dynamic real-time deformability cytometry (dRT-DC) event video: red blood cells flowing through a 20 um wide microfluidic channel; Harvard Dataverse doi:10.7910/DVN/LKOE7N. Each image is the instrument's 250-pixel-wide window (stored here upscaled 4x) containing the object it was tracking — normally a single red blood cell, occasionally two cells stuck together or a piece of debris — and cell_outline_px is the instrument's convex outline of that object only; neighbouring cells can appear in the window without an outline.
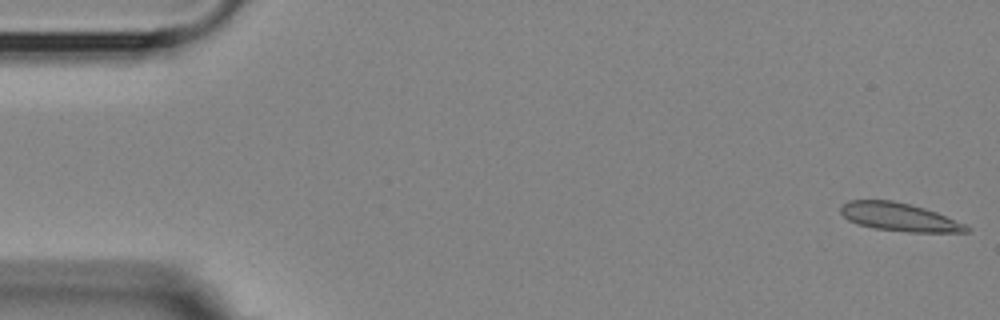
{"species": "Egyptian fruit bat (a non-hibernating species)", "species_latin": "Rousettus aegyptiacus", "temperature_condition": "room temperature", "stored_images_in_passage": 54, "camera_frame_rate_fps": 3000, "um_per_image_px": 0.085, "animal": {"sex": "female"}, "frame": {"image": 1, "passage_image": 1, "time_ms": 0.0, "image_size_px": [1000, 320], "cell_outline_px": [[972, 228], [968, 232], [908, 232], [876, 228], [856, 224], [848, 220], [840, 212], [840, 208], [848, 200], [892, 200], [924, 208], [936, 212], [964, 224]], "centroid_in_image_um": [76.42, 18.45], "position_along_channel_um": 8.6, "area_um2": 20.46}}
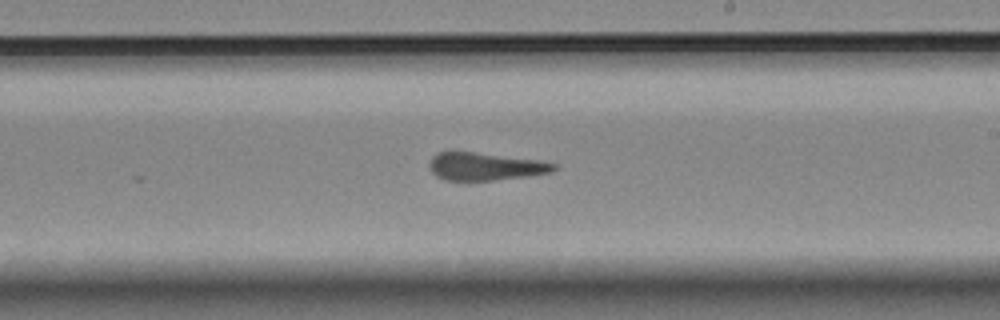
{"frame": {"image": 2, "passage_image": 31, "time_ms": 10.0, "image_size_px": [1000, 320], "cell_outline_px": [[560, 168], [552, 172], [524, 176], [492, 180], [444, 180], [436, 176], [428, 168], [428, 164], [432, 156], [440, 152], [472, 152], [540, 160], [556, 164]], "centroid_in_image_um": [41.23, 14.15], "position_along_channel_um": 247.8, "area_um2": 20.0}}
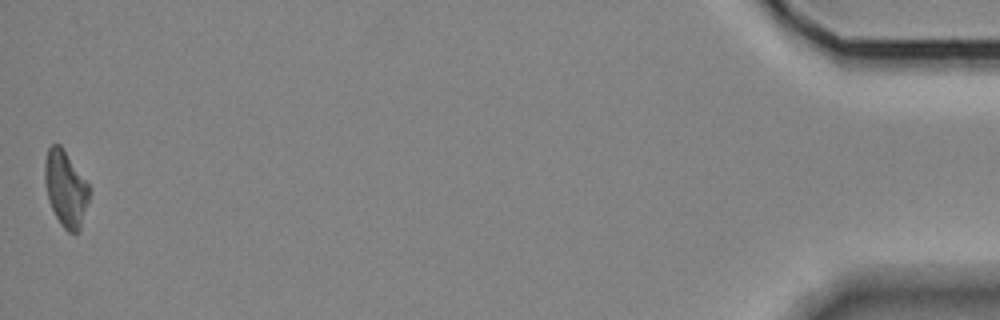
{"frame": {"image": 3, "passage_image": 54, "time_ms": 17.667, "image_size_px": [1000, 320], "cell_outline_px": [[88, 204], [80, 228], [76, 232], [68, 232], [60, 224], [48, 200], [44, 180], [44, 164], [48, 148], [52, 144], [60, 144], [64, 148], [88, 184]], "centroid_in_image_um": [5.56, 16.01], "position_along_channel_um": 429.6, "area_um2": 19.54}, "authors_computed_cell_mechanics": {"area_um2": 20.8947, "velocity_mm_per_s": 3.5998, "shape_relaxation_time_tau1_ms": null, "shape_relaxation_time_tau2_ms": 1.5225, "deformation_change_tau1": null, "deformation_change_tau2": 0.0581}}